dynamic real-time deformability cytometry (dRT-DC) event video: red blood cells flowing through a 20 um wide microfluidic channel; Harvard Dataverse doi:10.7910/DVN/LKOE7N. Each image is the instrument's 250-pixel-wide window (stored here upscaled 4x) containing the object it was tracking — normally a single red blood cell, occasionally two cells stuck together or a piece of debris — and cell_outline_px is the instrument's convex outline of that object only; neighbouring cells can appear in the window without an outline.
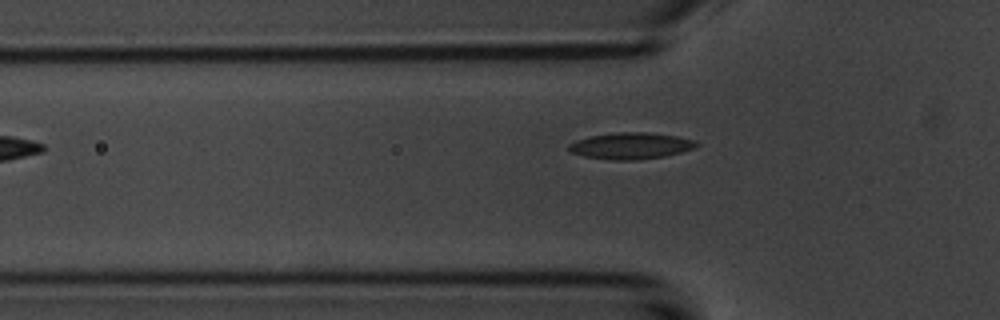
{"species": "common noctule bat (a hibernating species)", "species_latin": "Nyctalus noctula", "temperature_condition": "room temperature", "stored_images_in_passage": 5, "camera_frame_rate_fps": 3000, "um_per_image_px": 0.085, "animal": {"sex": "male", "body_mass_g": 20.1, "forearm_length_mm": 53.5}, "frame": {"image": 1, "passage_image": 5, "time_ms": 4.667, "image_size_px": [1000, 320], "cell_outline_px": [[700, 144], [696, 148], [664, 156], [640, 160], [612, 160], [584, 156], [572, 152], [568, 148], [568, 144], [576, 140], [592, 136], [616, 132], [648, 132], [676, 136], [696, 140]], "centroid_in_image_um": [53.66, 12.39], "position_along_channel_um": 72.1, "area_um2": 19.71}}